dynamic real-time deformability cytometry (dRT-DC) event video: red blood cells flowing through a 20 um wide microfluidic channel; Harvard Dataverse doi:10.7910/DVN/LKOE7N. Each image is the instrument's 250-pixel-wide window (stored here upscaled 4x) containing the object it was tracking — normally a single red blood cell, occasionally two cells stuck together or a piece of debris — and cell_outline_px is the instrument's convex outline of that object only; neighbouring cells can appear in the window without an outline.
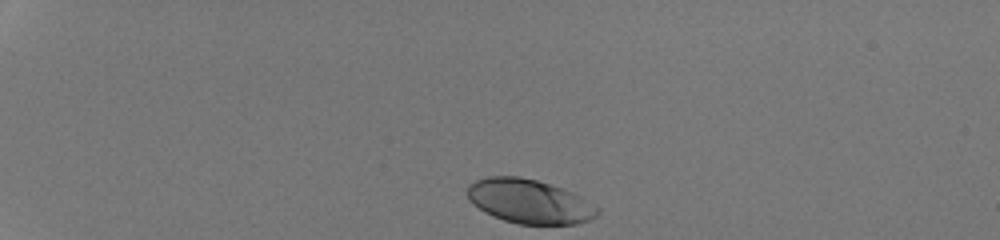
{"species": "human", "species_latin": "Homo sapiens", "temperature_condition": "room temperature", "stored_images_in_passage": 34, "camera_frame_rate_fps": 3000, "um_per_image_px": 0.085, "donor": {"sex": "male"}, "frame": {"image": 1, "passage_image": 1, "time_ms": 0.0, "image_size_px": [1000, 240], "cell_outline_px": [[600, 212], [596, 216], [588, 220], [576, 224], [520, 224], [504, 220], [484, 212], [468, 196], [468, 188], [476, 180], [488, 176], [520, 176], [536, 180], [572, 192], [580, 196], [600, 208]], "centroid_in_image_um": [45.04, 17.12], "position_along_channel_um": 40.0, "area_um2": 33.0}}
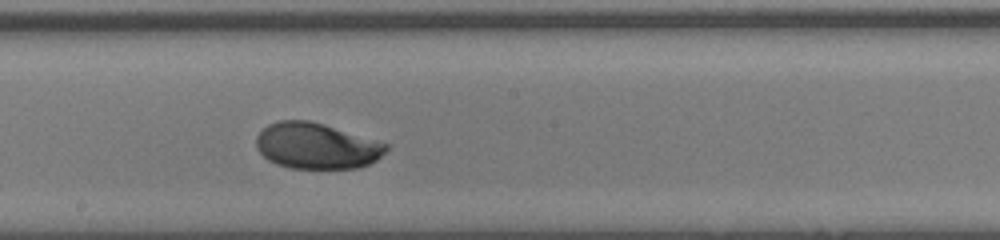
{"frame": {"image": 2, "passage_image": 20, "time_ms": 6.333, "image_size_px": [1000, 240], "cell_outline_px": [[388, 148], [376, 160], [368, 164], [356, 168], [292, 168], [276, 164], [268, 160], [256, 148], [256, 136], [268, 124], [280, 120], [308, 120], [324, 124], [388, 144]], "centroid_in_image_um": [26.87, 12.4], "position_along_channel_um": 221.3, "area_um2": 34.51}}
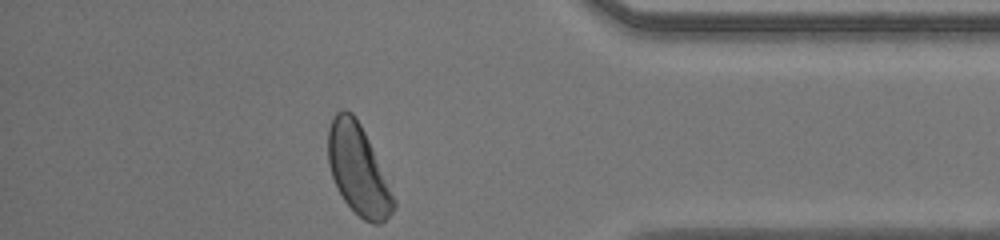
{"frame": {"image": 3, "passage_image": 34, "time_ms": 11.0, "image_size_px": [1000, 240], "cell_outline_px": [[396, 208], [380, 224], [372, 224], [364, 220], [344, 200], [332, 176], [328, 164], [328, 128], [336, 112], [344, 108], [352, 112], [360, 124], [368, 140], [396, 200]], "centroid_in_image_um": [30.44, 14.42], "position_along_channel_um": 404.8, "area_um2": 33.81}, "authors_computed_cell_mechanics": {"area_um2": 35.0557, "velocity_mm_per_s": 4.2648, "shape_relaxation_time_tau1_ms": 2.146, "shape_relaxation_time_tau2_ms": null, "deformation_change_tau1": 0.1369, "deformation_change_tau2": null}}